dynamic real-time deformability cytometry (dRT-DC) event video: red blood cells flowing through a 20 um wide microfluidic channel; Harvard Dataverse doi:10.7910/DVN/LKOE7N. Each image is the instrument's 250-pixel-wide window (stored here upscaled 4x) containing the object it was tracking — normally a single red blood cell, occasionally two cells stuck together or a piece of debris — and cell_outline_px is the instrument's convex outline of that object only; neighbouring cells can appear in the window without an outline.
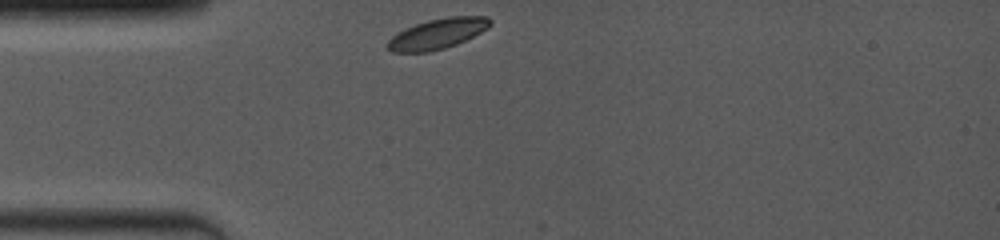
{"species": "common noctule bat (a hibernating species)", "species_latin": "Nyctalus noctula", "temperature_condition": "room temperature", "stored_images_in_passage": 50, "camera_frame_rate_fps": 4000, "um_per_image_px": 0.085, "animal": {"sex": "female", "body_mass_g": 19.0, "forearm_length_mm": 53.3}, "frame": {"image": 1, "passage_image": 1, "time_ms": 0.0, "image_size_px": [1000, 240], "cell_outline_px": [[492, 24], [488, 28], [456, 44], [444, 48], [428, 52], [392, 52], [388, 48], [388, 40], [392, 36], [416, 24], [428, 20], [448, 16], [488, 16], [492, 20]], "centroid_in_image_um": [37.23, 2.86], "position_along_channel_um": 47.8, "area_um2": 17.86}}
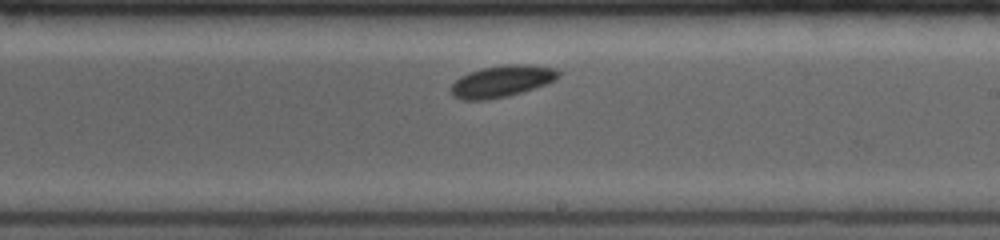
{"frame": {"image": 2, "passage_image": 27, "time_ms": 5.5, "image_size_px": [1000, 240], "cell_outline_px": [[560, 76], [556, 80], [508, 96], [484, 100], [460, 100], [452, 96], [452, 84], [460, 76], [468, 72], [480, 68], [504, 64], [528, 64], [556, 68], [560, 72]], "centroid_in_image_um": [42.64, 6.89], "position_along_channel_um": 246.4, "area_um2": 19.88}}
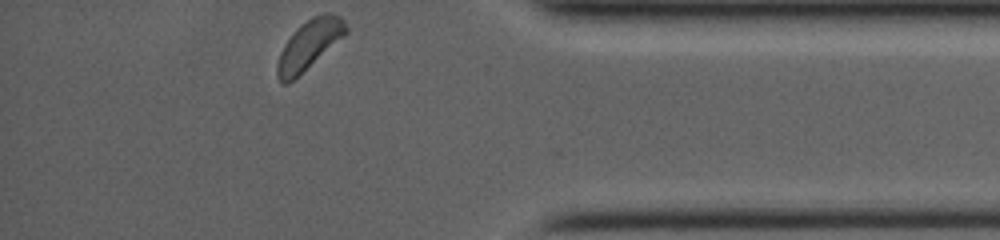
{"frame": {"image": 3, "passage_image": 49, "time_ms": 10.0, "image_size_px": [1000, 240], "cell_outline_px": [[348, 32], [344, 36], [288, 84], [284, 84], [276, 76], [276, 64], [280, 52], [284, 44], [296, 28], [300, 24], [312, 16], [324, 12], [332, 12], [340, 16], [344, 20], [348, 28]], "centroid_in_image_um": [26.27, 3.76], "position_along_channel_um": 408.9, "area_um2": 19.71}, "authors_computed_cell_mechanics": {"area_um2": 19.1896, "velocity_mm_per_s": 3.8908, "shape_relaxation_time_tau1_ms": 0.8434, "shape_relaxation_time_tau2_ms": null, "deformation_change_tau1": 0.0667, "deformation_change_tau2": null}}